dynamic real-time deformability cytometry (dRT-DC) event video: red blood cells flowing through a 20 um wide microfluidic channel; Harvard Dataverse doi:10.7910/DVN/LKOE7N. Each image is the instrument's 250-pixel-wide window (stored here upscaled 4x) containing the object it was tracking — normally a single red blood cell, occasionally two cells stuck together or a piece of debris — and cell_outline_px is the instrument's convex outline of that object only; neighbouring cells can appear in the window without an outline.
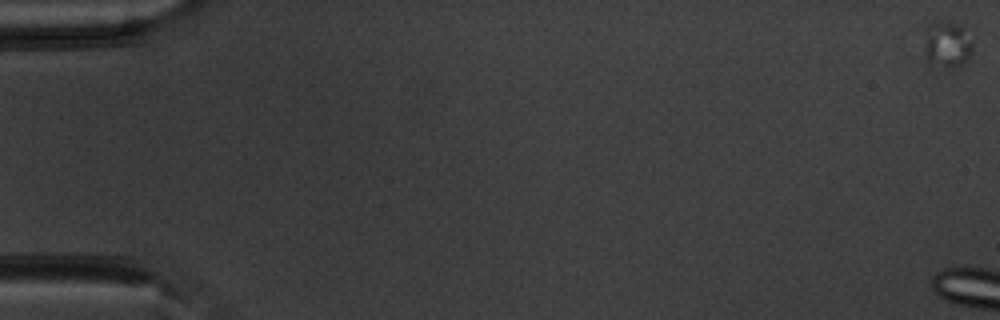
{"species": "common noctule bat (a hibernating species)", "species_latin": "Nyctalus noctula", "temperature_condition": "warm", "stored_images_in_passage": 5, "camera_frame_rate_fps": 3000, "um_per_image_px": 0.085, "animal": {"sex": "male", "body_mass_g": 20.1, "forearm_length_mm": 53.5}, "frame": {"image": 1, "passage_image": 1, "time_ms": 0.0, "image_size_px": [1000, 320], "cell_outline_px": [[972, 48], [968, 56], [960, 64], [948, 68], [928, 64], [928, 24], [960, 24], [964, 28], [972, 44]], "centroid_in_image_um": [80.56, 3.82], "position_along_channel_um": 4.4, "area_um2": 11.85}}